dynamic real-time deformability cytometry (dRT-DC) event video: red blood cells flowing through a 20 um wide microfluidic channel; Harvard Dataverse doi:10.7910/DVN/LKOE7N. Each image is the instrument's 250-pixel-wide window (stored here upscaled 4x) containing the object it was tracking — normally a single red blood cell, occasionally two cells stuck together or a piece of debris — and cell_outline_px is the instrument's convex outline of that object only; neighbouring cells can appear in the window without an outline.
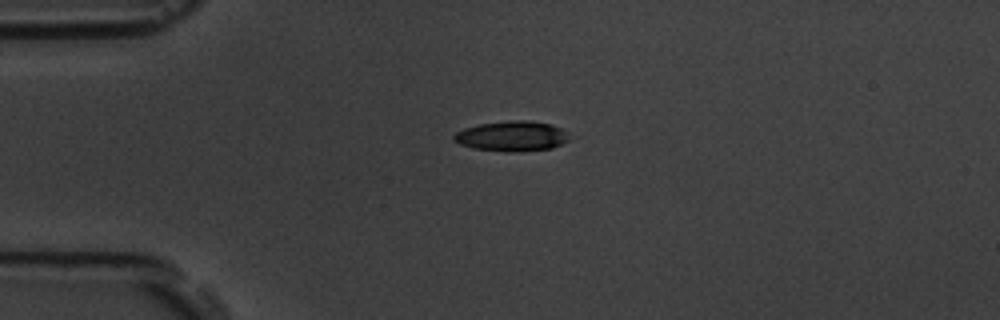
{"species": "common noctule bat (a hibernating species)", "species_latin": "Nyctalus noctula", "temperature_condition": "room temperature", "stored_images_in_passage": 43, "camera_frame_rate_fps": 3000, "um_per_image_px": 0.085, "animal": {"sex": "male", "body_mass_g": 19.5, "forearm_length_mm": 54.6}, "frame": {"image": 1, "passage_image": 1, "time_ms": 0.0, "image_size_px": [1000, 320], "cell_outline_px": [[568, 140], [552, 148], [512, 152], [472, 148], [460, 144], [452, 140], [452, 136], [456, 132], [464, 128], [480, 124], [508, 120], [524, 120], [548, 124], [560, 128], [568, 136]], "centroid_in_image_um": [43.44, 11.57], "position_along_channel_um": 41.6, "area_um2": 20.0}}
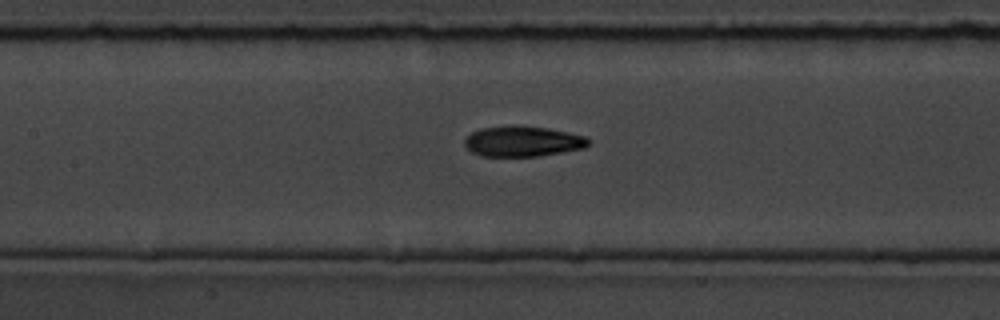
{"frame": {"image": 2, "passage_image": 13, "time_ms": 4.0, "image_size_px": [1000, 320], "cell_outline_px": [[592, 140], [584, 148], [540, 156], [480, 156], [472, 152], [464, 144], [464, 140], [472, 132], [480, 128], [512, 124], [516, 124], [544, 128], [568, 132], [584, 136]], "centroid_in_image_um": [44.42, 12.0], "position_along_channel_um": 163.0, "area_um2": 22.14}}
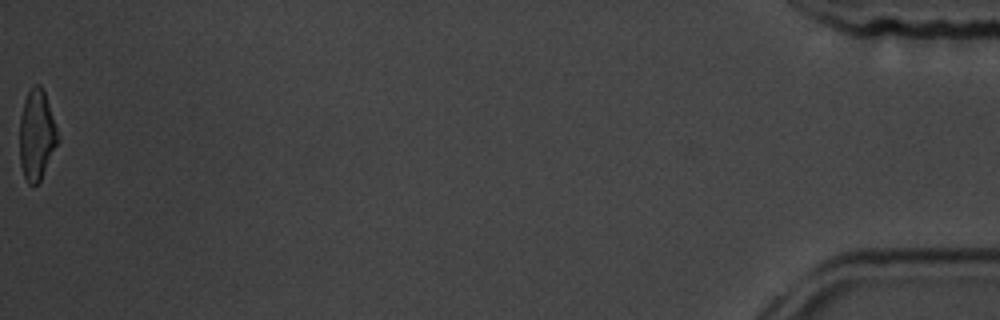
{"frame": {"image": 3, "passage_image": 43, "time_ms": 14.0, "image_size_px": [1000, 320], "cell_outline_px": [[60, 140], [40, 180], [36, 184], [28, 184], [24, 176], [20, 164], [20, 116], [24, 100], [32, 84], [40, 84], [44, 92]], "centroid_in_image_um": [3.11, 11.47], "position_along_channel_um": 432.1, "area_um2": 19.88}, "authors_computed_cell_mechanics": {"area_um2": 21.675, "velocity_mm_per_s": 3.7126, "shape_relaxation_time_tau1_ms": 5.3874, "shape_relaxation_time_tau2_ms": 2.1514, "deformation_change_tau1": 0.1786, "deformation_change_tau2": 0.0972}}